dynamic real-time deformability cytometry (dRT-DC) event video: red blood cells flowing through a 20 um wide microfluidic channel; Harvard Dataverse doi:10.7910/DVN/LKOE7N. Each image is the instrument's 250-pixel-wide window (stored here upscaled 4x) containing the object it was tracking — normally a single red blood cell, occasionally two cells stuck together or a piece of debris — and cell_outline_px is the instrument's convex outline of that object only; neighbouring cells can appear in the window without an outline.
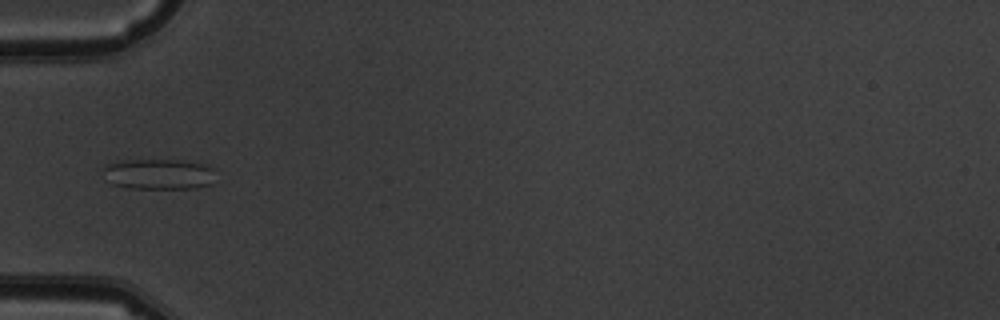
{"species": "common noctule bat (a hibernating species)", "species_latin": "Nyctalus noctula", "temperature_condition": "warm", "stored_images_in_passage": 8, "camera_frame_rate_fps": 3000, "um_per_image_px": 0.085, "animal": {"sex": "male", "body_mass_g": 19.5, "forearm_length_mm": 54.6}, "frame": {"image": 1, "passage_image": 4, "time_ms": 3.333, "image_size_px": [1000, 320], "cell_outline_px": [[212, 184], [196, 188], [132, 188], [112, 184], [104, 180], [104, 168], [108, 164], [120, 160], [180, 160], [204, 164], [212, 168]], "centroid_in_image_um": [13.45, 14.8], "position_along_channel_um": 71.6, "area_um2": 19.94}}
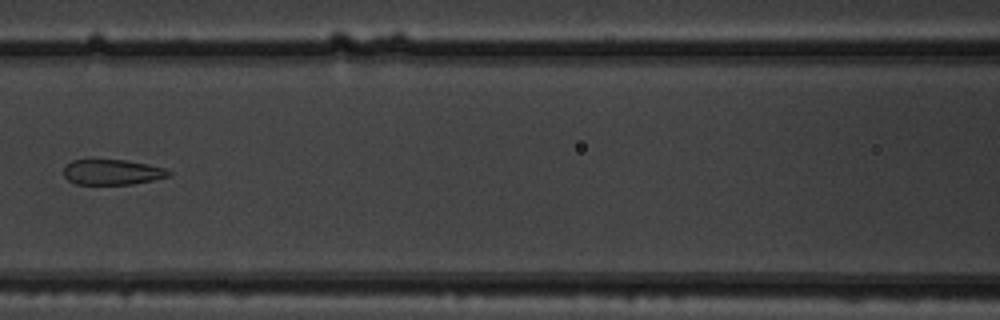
{"frame": {"image": 2, "passage_image": 6, "time_ms": 5.667, "image_size_px": [1000, 320], "cell_outline_px": [[172, 176], [132, 184], [76, 184], [68, 180], [64, 176], [64, 164], [72, 160], [124, 160], [148, 164], [164, 168], [172, 172]], "centroid_in_image_um": [9.54, 14.63], "position_along_channel_um": 157.1, "area_um2": 15.55}}
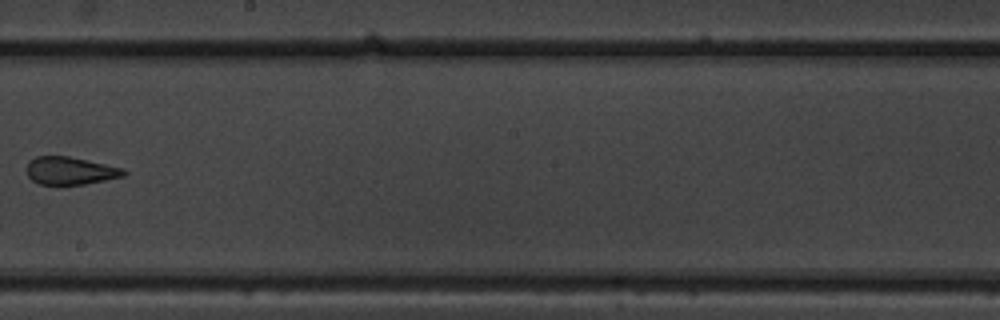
{"frame": {"image": 3, "passage_image": 8, "time_ms": 8.0, "image_size_px": [1000, 320], "cell_outline_px": [[128, 172], [124, 176], [64, 188], [56, 188], [40, 184], [32, 180], [28, 176], [28, 160], [36, 156], [68, 156], [124, 168]], "centroid_in_image_um": [5.95, 14.56], "position_along_channel_um": 242.3, "area_um2": 16.3}}